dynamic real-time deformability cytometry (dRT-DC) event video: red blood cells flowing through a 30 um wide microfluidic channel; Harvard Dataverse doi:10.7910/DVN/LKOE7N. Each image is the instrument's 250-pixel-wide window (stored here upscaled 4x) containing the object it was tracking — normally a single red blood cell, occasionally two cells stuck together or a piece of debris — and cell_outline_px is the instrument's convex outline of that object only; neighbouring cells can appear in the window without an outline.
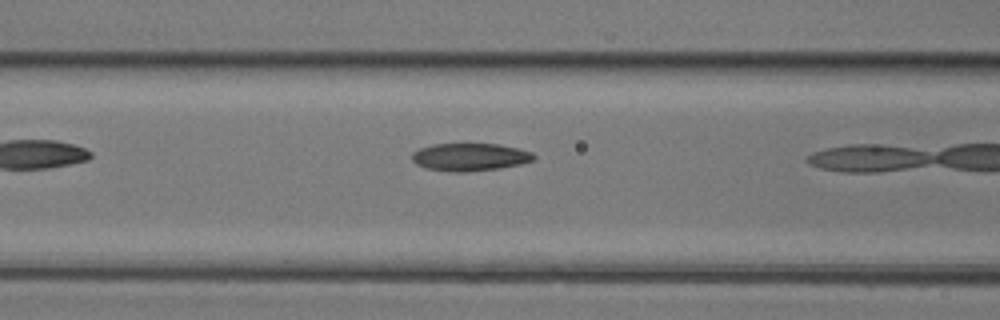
{"species": "common noctule bat (a hibernating species)", "species_latin": "Nyctalus noctula", "temperature_condition": "room temperature", "stored_images_in_passage": 5, "camera_frame_rate_fps": 3000, "um_per_image_px": 0.085, "animal": {"sex": "female", "body_mass_g": 17.0, "forearm_length_mm": 48.0}, "frame": {"image": 1, "passage_image": 4, "time_ms": 1.0, "image_size_px": [1000, 320], "cell_outline_px": [[536, 156], [532, 160], [520, 164], [500, 168], [468, 172], [448, 172], [424, 168], [416, 164], [412, 160], [412, 152], [420, 148], [432, 144], [500, 144], [520, 148], [532, 152]], "centroid_in_image_um": [39.92, 13.35], "position_along_channel_um": 126.7, "area_um2": 19.88}}